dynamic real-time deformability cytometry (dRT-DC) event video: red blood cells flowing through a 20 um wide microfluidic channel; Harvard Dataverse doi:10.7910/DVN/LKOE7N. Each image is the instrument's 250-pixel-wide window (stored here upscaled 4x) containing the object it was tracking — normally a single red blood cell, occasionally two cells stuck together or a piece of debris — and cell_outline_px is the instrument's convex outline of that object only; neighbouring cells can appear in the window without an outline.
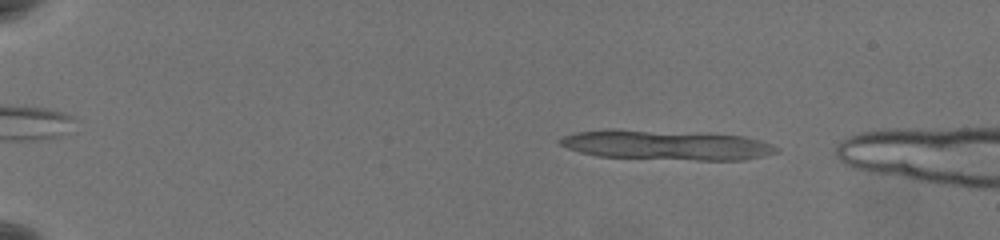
{"species": "common noctule bat (a hibernating species)", "species_latin": "Nyctalus noctula", "temperature_condition": "warm", "stored_images_in_passage": 22, "camera_frame_rate_fps": 3000, "um_per_image_px": 0.085, "animal": {"sex": "female", "body_mass_g": 19.5, "forearm_length_mm": 54.1}, "frame": {"image": 1, "passage_image": 11, "time_ms": 3.333, "image_size_px": [1000, 240], "cell_outline_px": [[780, 152], [764, 156], [740, 160], [700, 160], [596, 156], [580, 152], [568, 148], [560, 144], [556, 140], [564, 136], [576, 132], [648, 132], [740, 136], [756, 140], [780, 148]], "centroid_in_image_um": [56.7, 12.39], "position_along_channel_um": 28.3, "area_um2": 35.26}}